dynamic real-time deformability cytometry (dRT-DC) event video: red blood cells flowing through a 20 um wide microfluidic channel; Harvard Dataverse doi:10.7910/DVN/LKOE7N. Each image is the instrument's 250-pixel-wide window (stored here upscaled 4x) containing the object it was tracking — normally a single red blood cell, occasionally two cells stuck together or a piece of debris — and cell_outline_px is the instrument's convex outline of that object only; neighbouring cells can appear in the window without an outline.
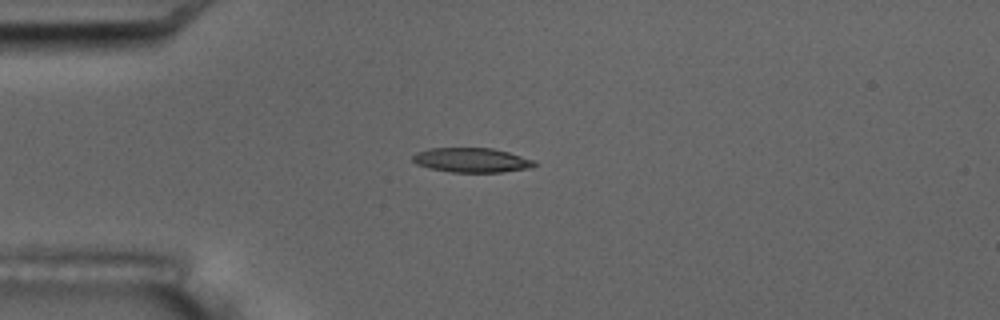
{"species": "common noctule bat (a hibernating species)", "species_latin": "Nyctalus noctula", "temperature_condition": "room temperature", "stored_images_in_passage": 13, "camera_frame_rate_fps": 3000, "um_per_image_px": 0.085, "animal": {"sex": "male", "body_mass_g": 17.5, "forearm_length_mm": 52.3}, "frame": {"image": 1, "passage_image": 1, "time_ms": 0.0, "image_size_px": [1000, 320], "cell_outline_px": [[536, 164], [532, 168], [500, 172], [452, 172], [428, 168], [416, 164], [412, 160], [412, 156], [416, 152], [432, 148], [492, 148], [508, 152], [536, 160]], "centroid_in_image_um": [40.1, 13.61], "position_along_channel_um": 44.9, "area_um2": 17.46}}